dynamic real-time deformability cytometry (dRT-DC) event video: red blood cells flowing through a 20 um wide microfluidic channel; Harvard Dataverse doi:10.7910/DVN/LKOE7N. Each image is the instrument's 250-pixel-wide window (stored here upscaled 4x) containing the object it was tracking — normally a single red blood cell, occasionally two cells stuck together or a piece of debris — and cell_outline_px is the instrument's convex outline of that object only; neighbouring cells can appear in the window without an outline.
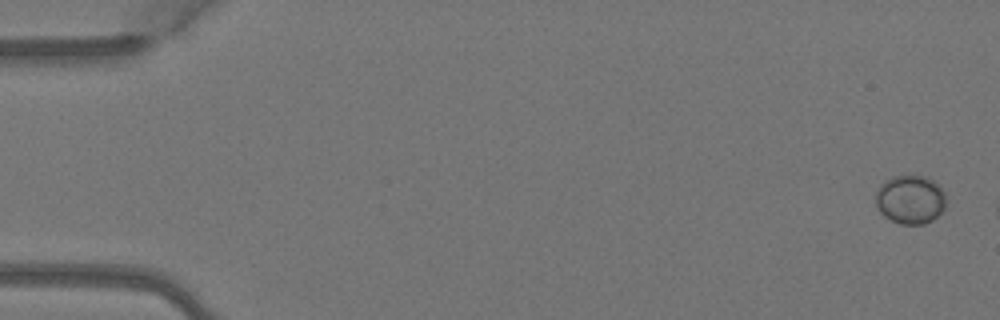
{"species": "Egyptian fruit bat (a non-hibernating species)", "species_latin": "Rousettus aegyptiacus", "temperature_condition": "warm", "stored_images_in_passage": 3, "camera_frame_rate_fps": 3000, "um_per_image_px": 0.085, "animal": {"sex": "female"}, "frame": {"image": 1, "passage_image": 1, "time_ms": 0.0, "image_size_px": [1000, 320], "cell_outline_px": [[944, 208], [932, 220], [924, 224], [900, 224], [884, 216], [880, 212], [876, 204], [876, 192], [880, 184], [884, 180], [892, 176], [928, 176], [944, 192]], "centroid_in_image_um": [77.34, 16.95], "position_along_channel_um": 7.7, "area_um2": 19.83}}